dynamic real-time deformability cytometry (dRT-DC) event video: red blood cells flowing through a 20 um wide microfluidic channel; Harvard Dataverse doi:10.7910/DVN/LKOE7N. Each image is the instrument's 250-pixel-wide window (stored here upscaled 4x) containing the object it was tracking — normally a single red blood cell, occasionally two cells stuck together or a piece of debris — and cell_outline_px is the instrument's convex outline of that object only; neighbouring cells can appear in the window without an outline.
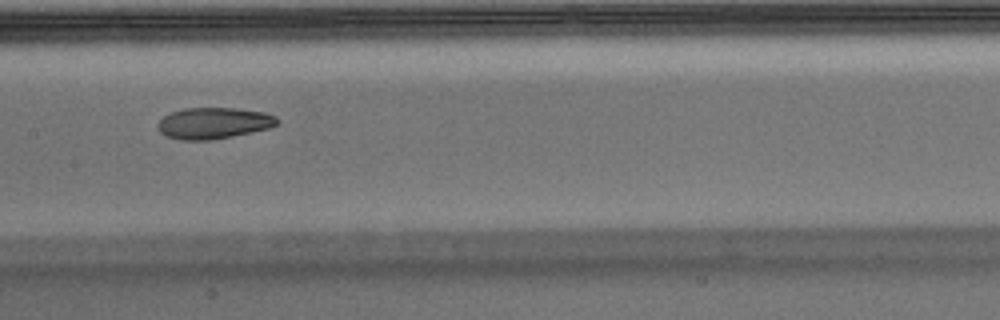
{"species": "Egyptian fruit bat (a non-hibernating species)", "species_latin": "Rousettus aegyptiacus", "temperature_condition": "warm", "stored_images_in_passage": 36, "camera_frame_rate_fps": 3000, "um_per_image_px": 0.085, "animal": {"sex": "male"}, "frame": {"image": 1, "passage_image": 11, "time_ms": 3.333, "image_size_px": [1000, 320], "cell_outline_px": [[280, 120], [276, 124], [268, 128], [232, 136], [212, 140], [180, 140], [164, 136], [160, 132], [156, 124], [164, 116], [172, 112], [184, 108], [236, 108], [264, 112], [276, 116]], "centroid_in_image_um": [18.13, 10.47], "position_along_channel_um": 189.3, "area_um2": 21.79}}
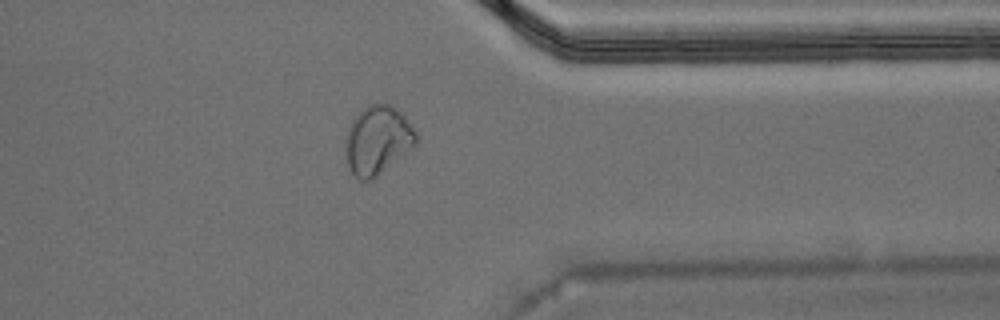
{"frame": {"image": 2, "passage_image": 26, "time_ms": 8.333, "image_size_px": [1000, 320], "cell_outline_px": [[416, 144], [372, 180], [360, 180], [348, 168], [344, 148], [344, 140], [348, 128], [352, 120], [368, 104], [388, 104], [396, 108], [404, 116], [416, 132]], "centroid_in_image_um": [32.05, 11.92], "position_along_channel_um": 379.3, "area_um2": 27.98}, "authors_computed_cell_mechanics": {"area_um2": 22.9466, "velocity_mm_per_s": 3.9556, "shape_relaxation_time_tau1_ms": null, "shape_relaxation_time_tau2_ms": 3.1275, "deformation_change_tau1": null, "deformation_change_tau2": 0.0865}}